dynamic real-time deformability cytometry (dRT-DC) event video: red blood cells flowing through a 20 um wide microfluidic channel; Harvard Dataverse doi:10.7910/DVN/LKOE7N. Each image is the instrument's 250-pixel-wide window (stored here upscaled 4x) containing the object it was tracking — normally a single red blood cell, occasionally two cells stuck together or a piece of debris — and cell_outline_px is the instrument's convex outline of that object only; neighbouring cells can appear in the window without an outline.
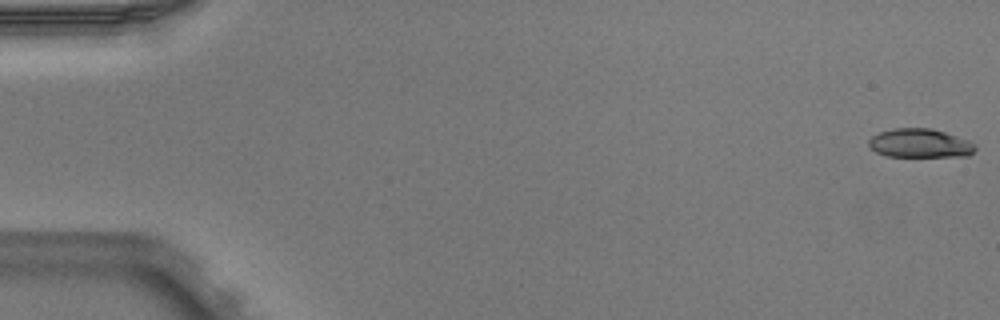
{"species": "Egyptian fruit bat (a non-hibernating species)", "species_latin": "Rousettus aegyptiacus", "temperature_condition": "warm", "stored_images_in_passage": 4, "camera_frame_rate_fps": 3000, "um_per_image_px": 0.085, "animal": {"sex": "male"}, "frame": {"image": 1, "passage_image": 1, "time_ms": 0.0, "image_size_px": [1000, 320], "cell_outline_px": [[976, 148], [968, 156], [888, 156], [876, 152], [868, 144], [868, 140], [872, 136], [880, 132], [892, 128], [932, 128], [968, 140], [976, 144]], "centroid_in_image_um": [78.19, 12.17], "position_along_channel_um": 6.8, "area_um2": 17.8}}